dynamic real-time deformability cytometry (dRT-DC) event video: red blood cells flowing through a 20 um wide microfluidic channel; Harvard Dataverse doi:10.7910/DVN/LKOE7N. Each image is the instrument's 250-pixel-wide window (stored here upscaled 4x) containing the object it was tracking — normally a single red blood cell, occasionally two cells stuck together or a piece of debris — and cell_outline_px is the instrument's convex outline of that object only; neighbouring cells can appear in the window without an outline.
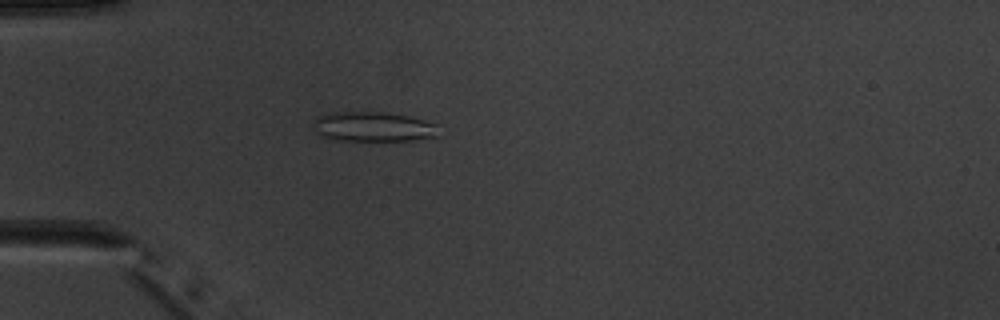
{"species": "common noctule bat (a hibernating species)", "species_latin": "Nyctalus noctula", "temperature_condition": "warm", "stored_images_in_passage": 2, "camera_frame_rate_fps": 3000, "um_per_image_px": 0.085, "animal": {"sex": "male", "body_mass_g": 20.1, "forearm_length_mm": 53.5}, "frame": {"image": 1, "passage_image": 2, "time_ms": 1.0, "image_size_px": [1000, 320], "cell_outline_px": [[436, 136], [412, 140], [336, 140], [320, 136], [316, 132], [316, 116], [332, 112], [380, 112], [408, 116], [436, 124]], "centroid_in_image_um": [31.68, 10.77], "position_along_channel_um": 53.3, "area_um2": 21.27}}